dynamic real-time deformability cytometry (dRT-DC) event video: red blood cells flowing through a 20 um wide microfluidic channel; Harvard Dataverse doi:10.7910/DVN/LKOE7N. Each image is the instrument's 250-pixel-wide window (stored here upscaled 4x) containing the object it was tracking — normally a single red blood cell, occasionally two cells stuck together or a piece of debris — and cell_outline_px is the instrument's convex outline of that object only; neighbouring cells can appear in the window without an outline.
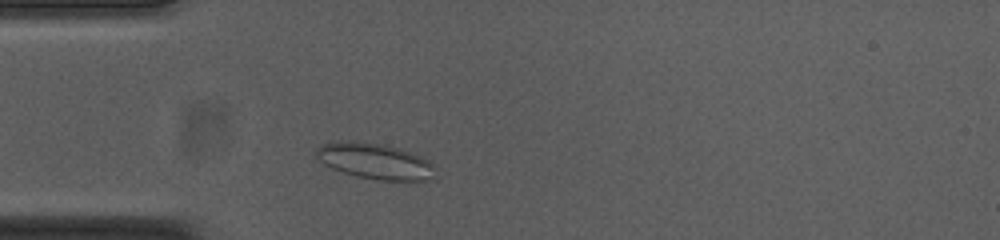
{"species": "common noctule bat (a hibernating species)", "species_latin": "Nyctalus noctula", "temperature_condition": "cold", "stored_images_in_passage": 35, "camera_frame_rate_fps": 3000, "um_per_image_px": 0.085, "animal": {"sex": "female", "body_mass_g": 23.0, "forearm_length_mm": 53.4}, "frame": {"image": 1, "passage_image": 5, "time_ms": 1.333, "image_size_px": [1000, 240], "cell_outline_px": [[436, 180], [380, 180], [356, 176], [332, 168], [324, 164], [316, 156], [316, 148], [324, 144], [340, 140], [352, 140], [384, 144], [420, 156], [428, 160], [432, 164], [436, 176]], "centroid_in_image_um": [31.87, 13.69], "position_along_channel_um": 53.1, "area_um2": 24.8}}
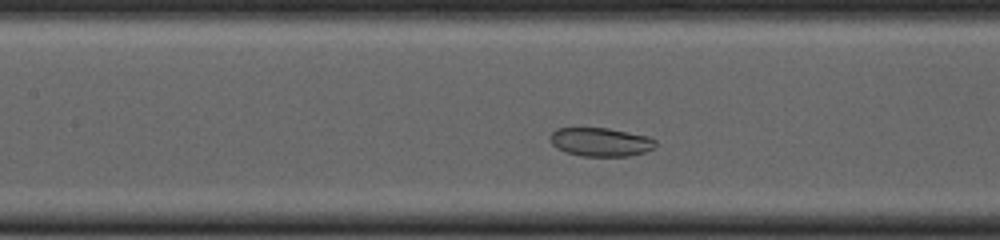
{"frame": {"image": 2, "passage_image": 14, "time_ms": 4.333, "image_size_px": [1000, 240], "cell_outline_px": [[656, 148], [644, 152], [628, 156], [584, 156], [564, 152], [556, 148], [552, 144], [552, 132], [556, 128], [608, 128], [648, 136], [656, 140]], "centroid_in_image_um": [51.08, 12.07], "position_along_channel_um": 156.3, "area_um2": 17.57}}
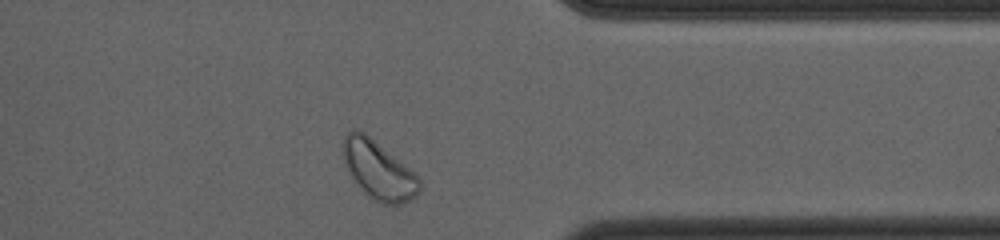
{"frame": {"image": 3, "passage_image": 33, "time_ms": 10.667, "image_size_px": [1000, 240], "cell_outline_px": [[420, 192], [412, 200], [404, 204], [380, 204], [372, 200], [368, 196], [348, 172], [344, 160], [344, 136], [352, 128], [364, 132], [408, 168], [420, 180]], "centroid_in_image_um": [32.18, 14.5], "position_along_channel_um": 379.2, "area_um2": 25.49}, "authors_computed_cell_mechanics": {"area_um2": 19.3052, "velocity_mm_per_s": 3.6666, "shape_relaxation_time_tau1_ms": null, "shape_relaxation_time_tau2_ms": 7.9363, "deformation_change_tau1": null, "deformation_change_tau2": 0.1047}}